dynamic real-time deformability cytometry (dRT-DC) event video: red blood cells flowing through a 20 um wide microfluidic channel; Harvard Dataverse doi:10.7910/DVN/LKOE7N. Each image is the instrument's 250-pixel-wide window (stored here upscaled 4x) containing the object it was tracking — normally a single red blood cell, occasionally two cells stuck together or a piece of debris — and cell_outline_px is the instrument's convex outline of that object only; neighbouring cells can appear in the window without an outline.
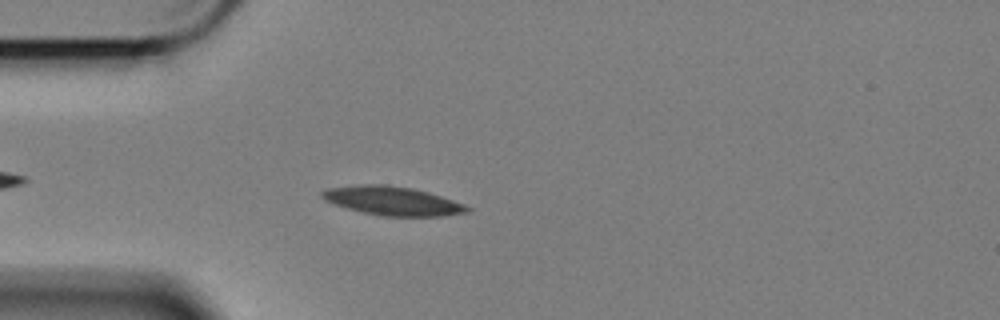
{"species": "Egyptian fruit bat (a non-hibernating species)", "species_latin": "Rousettus aegyptiacus", "temperature_condition": "cold", "stored_images_in_passage": 45, "camera_frame_rate_fps": 3000, "um_per_image_px": 0.085, "animal": {"sex": "female"}, "frame": {"image": 1, "passage_image": 6, "time_ms": 1.667, "image_size_px": [1000, 320], "cell_outline_px": [[472, 208], [468, 212], [440, 216], [380, 216], [332, 204], [324, 200], [320, 196], [320, 192], [328, 188], [360, 184], [388, 184], [412, 188], [428, 192], [464, 204]], "centroid_in_image_um": [33.32, 17.07], "position_along_channel_um": 51.7, "area_um2": 24.39}}
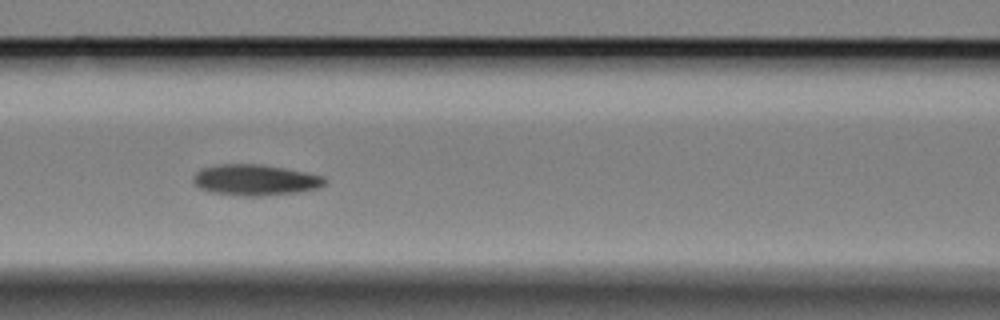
{"frame": {"image": 2, "passage_image": 15, "time_ms": 4.667, "image_size_px": [1000, 320], "cell_outline_px": [[328, 180], [324, 184], [316, 188], [296, 192], [264, 196], [244, 196], [212, 192], [200, 188], [192, 180], [192, 176], [200, 168], [216, 164], [260, 164], [284, 168], [324, 176]], "centroid_in_image_um": [21.66, 15.29], "position_along_channel_um": 144.9, "area_um2": 23.7}}
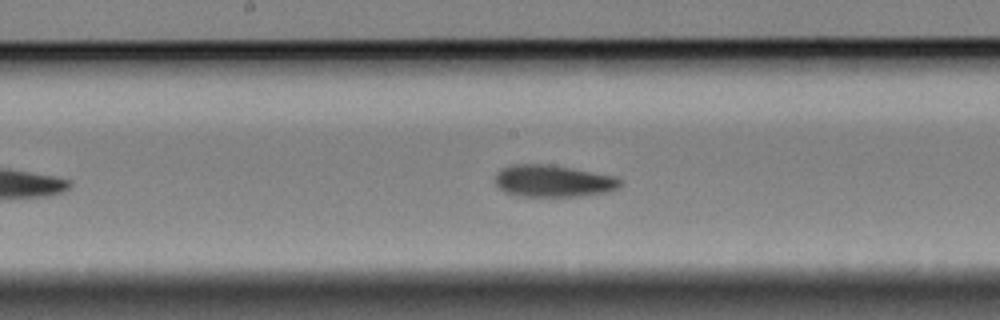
{"frame": {"image": 3, "passage_image": 20, "time_ms": 6.333, "image_size_px": [1000, 320], "cell_outline_px": [[624, 184], [620, 188], [612, 192], [580, 196], [524, 196], [504, 192], [496, 184], [496, 172], [512, 164], [552, 164], [616, 176], [624, 180]], "centroid_in_image_um": [47.13, 15.38], "position_along_channel_um": 201.1, "area_um2": 23.7}, "authors_computed_cell_mechanics": {"area_um2": 21.5594, "velocity_mm_per_s": 3.4078, "shape_relaxation_time_tau1_ms": 1.8679, "shape_relaxation_time_tau2_ms": 2.3909, "deformation_change_tau1": 0.0792, "deformation_change_tau2": 0.0681}}